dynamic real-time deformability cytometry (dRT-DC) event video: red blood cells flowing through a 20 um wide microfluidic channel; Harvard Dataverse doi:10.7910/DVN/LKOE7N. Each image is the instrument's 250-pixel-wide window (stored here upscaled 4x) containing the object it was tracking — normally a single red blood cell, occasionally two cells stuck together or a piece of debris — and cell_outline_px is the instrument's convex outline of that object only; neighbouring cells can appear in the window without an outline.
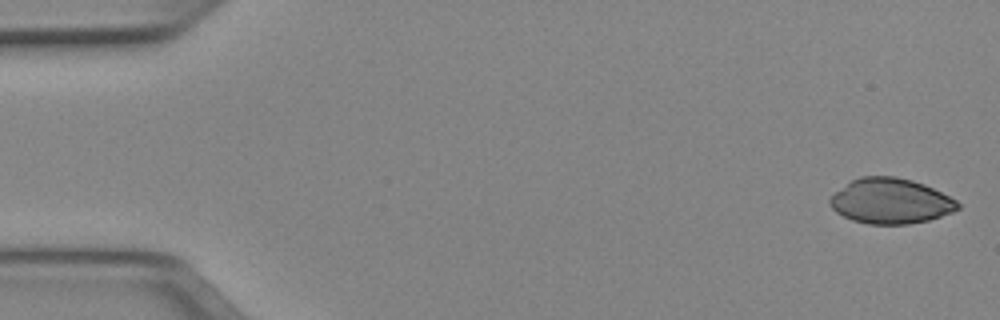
{"species": "Egyptian fruit bat (a non-hibernating species)", "species_latin": "Rousettus aegyptiacus", "temperature_condition": "cold", "stored_images_in_passage": 50, "camera_frame_rate_fps": 3000, "um_per_image_px": 0.085, "animal": {"sex": "female"}, "frame": {"image": 1, "passage_image": 1, "time_ms": 0.0, "image_size_px": [1000, 320], "cell_outline_px": [[960, 208], [952, 212], [928, 220], [908, 224], [868, 224], [852, 220], [836, 212], [828, 204], [828, 200], [836, 192], [852, 180], [860, 176], [896, 176], [912, 180], [924, 184], [956, 200], [960, 204]], "centroid_in_image_um": [75.69, 17.09], "position_along_channel_um": 9.3, "area_um2": 33.58}}
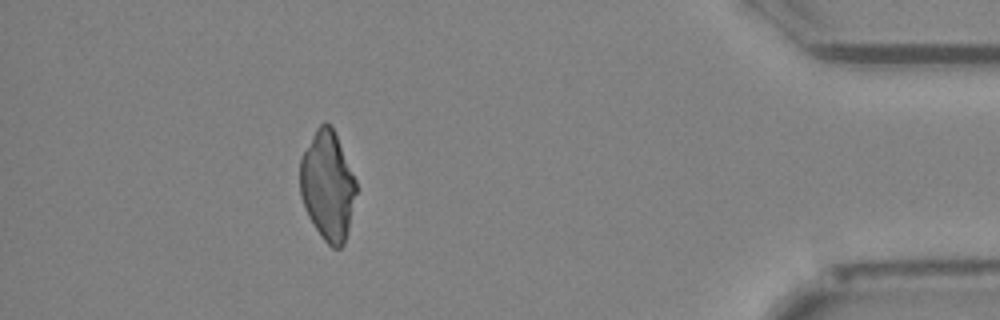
{"frame": {"image": 2, "passage_image": 45, "time_ms": 14.667, "image_size_px": [1000, 320], "cell_outline_px": [[356, 192], [348, 228], [344, 244], [340, 248], [332, 248], [320, 236], [308, 216], [304, 208], [300, 196], [300, 160], [316, 128], [324, 120], [332, 124], [356, 180]], "centroid_in_image_um": [27.83, 15.76], "position_along_channel_um": 407.4, "area_um2": 35.72}}